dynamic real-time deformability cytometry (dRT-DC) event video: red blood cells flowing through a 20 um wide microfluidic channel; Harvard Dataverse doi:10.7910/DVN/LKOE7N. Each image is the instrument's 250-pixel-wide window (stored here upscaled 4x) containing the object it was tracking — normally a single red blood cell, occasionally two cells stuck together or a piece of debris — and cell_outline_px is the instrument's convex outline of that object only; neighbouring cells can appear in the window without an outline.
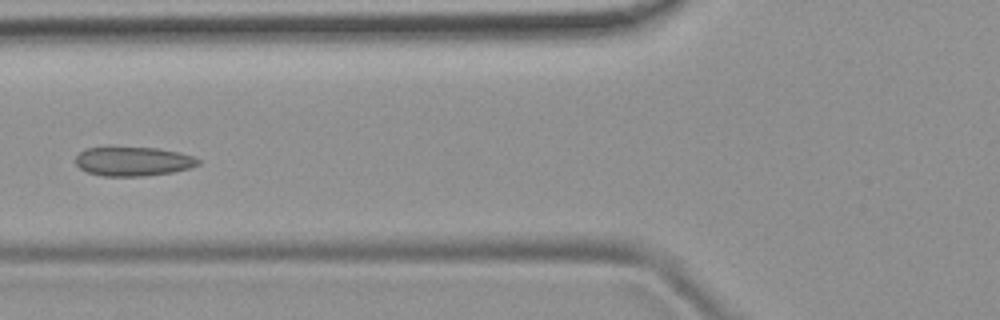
{"species": "common noctule bat (a hibernating species)", "species_latin": "Nyctalus noctula", "temperature_condition": "room temperature", "stored_images_in_passage": 5, "camera_frame_rate_fps": 3000, "um_per_image_px": 0.085, "animal": {"sex": "female", "body_mass_g": 19.9}, "frame": {"image": 1, "passage_image": 5, "time_ms": 4.667, "image_size_px": [1000, 320], "cell_outline_px": [[200, 164], [188, 168], [172, 172], [144, 176], [104, 176], [88, 172], [80, 168], [76, 164], [76, 156], [84, 148], [108, 144], [156, 148], [176, 152], [192, 156], [200, 160]], "centroid_in_image_um": [11.23, 13.66], "position_along_channel_um": 114.6, "area_um2": 21.5}}